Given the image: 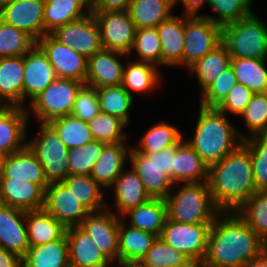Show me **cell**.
<instances>
[{
	"mask_svg": "<svg viewBox=\"0 0 267 267\" xmlns=\"http://www.w3.org/2000/svg\"><path fill=\"white\" fill-rule=\"evenodd\" d=\"M266 248L236 211L220 212L212 222L203 262L205 267H242Z\"/></svg>",
	"mask_w": 267,
	"mask_h": 267,
	"instance_id": "obj_1",
	"label": "cell"
},
{
	"mask_svg": "<svg viewBox=\"0 0 267 267\" xmlns=\"http://www.w3.org/2000/svg\"><path fill=\"white\" fill-rule=\"evenodd\" d=\"M211 197L221 212L237 211L256 191L249 149L241 143L209 167Z\"/></svg>",
	"mask_w": 267,
	"mask_h": 267,
	"instance_id": "obj_2",
	"label": "cell"
},
{
	"mask_svg": "<svg viewBox=\"0 0 267 267\" xmlns=\"http://www.w3.org/2000/svg\"><path fill=\"white\" fill-rule=\"evenodd\" d=\"M193 138L187 143L210 167L236 149L247 137L217 108L199 106Z\"/></svg>",
	"mask_w": 267,
	"mask_h": 267,
	"instance_id": "obj_3",
	"label": "cell"
},
{
	"mask_svg": "<svg viewBox=\"0 0 267 267\" xmlns=\"http://www.w3.org/2000/svg\"><path fill=\"white\" fill-rule=\"evenodd\" d=\"M181 185L164 199L167 219L188 224L212 223L221 211L213 203L208 181Z\"/></svg>",
	"mask_w": 267,
	"mask_h": 267,
	"instance_id": "obj_4",
	"label": "cell"
},
{
	"mask_svg": "<svg viewBox=\"0 0 267 267\" xmlns=\"http://www.w3.org/2000/svg\"><path fill=\"white\" fill-rule=\"evenodd\" d=\"M176 145L154 153H140L132 147L128 162L138 174L151 199H165L173 186L174 156Z\"/></svg>",
	"mask_w": 267,
	"mask_h": 267,
	"instance_id": "obj_5",
	"label": "cell"
},
{
	"mask_svg": "<svg viewBox=\"0 0 267 267\" xmlns=\"http://www.w3.org/2000/svg\"><path fill=\"white\" fill-rule=\"evenodd\" d=\"M231 58L267 59V23L255 12L222 27V41Z\"/></svg>",
	"mask_w": 267,
	"mask_h": 267,
	"instance_id": "obj_6",
	"label": "cell"
},
{
	"mask_svg": "<svg viewBox=\"0 0 267 267\" xmlns=\"http://www.w3.org/2000/svg\"><path fill=\"white\" fill-rule=\"evenodd\" d=\"M83 85V82L74 79L56 78L29 103L28 118L32 114L37 122L50 123L54 119L70 115Z\"/></svg>",
	"mask_w": 267,
	"mask_h": 267,
	"instance_id": "obj_7",
	"label": "cell"
},
{
	"mask_svg": "<svg viewBox=\"0 0 267 267\" xmlns=\"http://www.w3.org/2000/svg\"><path fill=\"white\" fill-rule=\"evenodd\" d=\"M38 128L26 145L41 163L47 183L62 182L69 176L68 148L49 123H39Z\"/></svg>",
	"mask_w": 267,
	"mask_h": 267,
	"instance_id": "obj_8",
	"label": "cell"
},
{
	"mask_svg": "<svg viewBox=\"0 0 267 267\" xmlns=\"http://www.w3.org/2000/svg\"><path fill=\"white\" fill-rule=\"evenodd\" d=\"M182 67L188 69L222 41V27L203 16H186Z\"/></svg>",
	"mask_w": 267,
	"mask_h": 267,
	"instance_id": "obj_9",
	"label": "cell"
},
{
	"mask_svg": "<svg viewBox=\"0 0 267 267\" xmlns=\"http://www.w3.org/2000/svg\"><path fill=\"white\" fill-rule=\"evenodd\" d=\"M212 223H177L166 219L161 237L190 260L204 261Z\"/></svg>",
	"mask_w": 267,
	"mask_h": 267,
	"instance_id": "obj_10",
	"label": "cell"
},
{
	"mask_svg": "<svg viewBox=\"0 0 267 267\" xmlns=\"http://www.w3.org/2000/svg\"><path fill=\"white\" fill-rule=\"evenodd\" d=\"M92 13L99 26L103 49L129 55L134 43L136 27L127 11Z\"/></svg>",
	"mask_w": 267,
	"mask_h": 267,
	"instance_id": "obj_11",
	"label": "cell"
},
{
	"mask_svg": "<svg viewBox=\"0 0 267 267\" xmlns=\"http://www.w3.org/2000/svg\"><path fill=\"white\" fill-rule=\"evenodd\" d=\"M111 203L99 212H91L79 225L95 242L96 246L112 262L119 261L120 216L112 212Z\"/></svg>",
	"mask_w": 267,
	"mask_h": 267,
	"instance_id": "obj_12",
	"label": "cell"
},
{
	"mask_svg": "<svg viewBox=\"0 0 267 267\" xmlns=\"http://www.w3.org/2000/svg\"><path fill=\"white\" fill-rule=\"evenodd\" d=\"M51 35L87 59L103 49L99 26L93 13L57 28Z\"/></svg>",
	"mask_w": 267,
	"mask_h": 267,
	"instance_id": "obj_13",
	"label": "cell"
},
{
	"mask_svg": "<svg viewBox=\"0 0 267 267\" xmlns=\"http://www.w3.org/2000/svg\"><path fill=\"white\" fill-rule=\"evenodd\" d=\"M43 208L65 228L79 226L91 213L62 182L45 188Z\"/></svg>",
	"mask_w": 267,
	"mask_h": 267,
	"instance_id": "obj_14",
	"label": "cell"
},
{
	"mask_svg": "<svg viewBox=\"0 0 267 267\" xmlns=\"http://www.w3.org/2000/svg\"><path fill=\"white\" fill-rule=\"evenodd\" d=\"M36 44L47 56L57 78L74 79L85 83L87 58L75 49L61 44L51 34H46Z\"/></svg>",
	"mask_w": 267,
	"mask_h": 267,
	"instance_id": "obj_15",
	"label": "cell"
},
{
	"mask_svg": "<svg viewBox=\"0 0 267 267\" xmlns=\"http://www.w3.org/2000/svg\"><path fill=\"white\" fill-rule=\"evenodd\" d=\"M44 0H13L0 6V20L36 42L44 36Z\"/></svg>",
	"mask_w": 267,
	"mask_h": 267,
	"instance_id": "obj_16",
	"label": "cell"
},
{
	"mask_svg": "<svg viewBox=\"0 0 267 267\" xmlns=\"http://www.w3.org/2000/svg\"><path fill=\"white\" fill-rule=\"evenodd\" d=\"M121 57L128 58L129 55L102 49L89 57L84 84L96 89L122 85L125 64Z\"/></svg>",
	"mask_w": 267,
	"mask_h": 267,
	"instance_id": "obj_17",
	"label": "cell"
},
{
	"mask_svg": "<svg viewBox=\"0 0 267 267\" xmlns=\"http://www.w3.org/2000/svg\"><path fill=\"white\" fill-rule=\"evenodd\" d=\"M23 75V108H27L26 100L31 102L57 78L53 66L37 44L24 54Z\"/></svg>",
	"mask_w": 267,
	"mask_h": 267,
	"instance_id": "obj_18",
	"label": "cell"
},
{
	"mask_svg": "<svg viewBox=\"0 0 267 267\" xmlns=\"http://www.w3.org/2000/svg\"><path fill=\"white\" fill-rule=\"evenodd\" d=\"M0 247L23 258L29 249L25 211L0 203Z\"/></svg>",
	"mask_w": 267,
	"mask_h": 267,
	"instance_id": "obj_19",
	"label": "cell"
},
{
	"mask_svg": "<svg viewBox=\"0 0 267 267\" xmlns=\"http://www.w3.org/2000/svg\"><path fill=\"white\" fill-rule=\"evenodd\" d=\"M45 191L26 180L0 177V203L23 211L44 207Z\"/></svg>",
	"mask_w": 267,
	"mask_h": 267,
	"instance_id": "obj_20",
	"label": "cell"
},
{
	"mask_svg": "<svg viewBox=\"0 0 267 267\" xmlns=\"http://www.w3.org/2000/svg\"><path fill=\"white\" fill-rule=\"evenodd\" d=\"M70 267H109L112 262L79 226L66 228Z\"/></svg>",
	"mask_w": 267,
	"mask_h": 267,
	"instance_id": "obj_21",
	"label": "cell"
},
{
	"mask_svg": "<svg viewBox=\"0 0 267 267\" xmlns=\"http://www.w3.org/2000/svg\"><path fill=\"white\" fill-rule=\"evenodd\" d=\"M26 108L8 107L0 114V152L8 156L23 149L28 138Z\"/></svg>",
	"mask_w": 267,
	"mask_h": 267,
	"instance_id": "obj_22",
	"label": "cell"
},
{
	"mask_svg": "<svg viewBox=\"0 0 267 267\" xmlns=\"http://www.w3.org/2000/svg\"><path fill=\"white\" fill-rule=\"evenodd\" d=\"M156 28L161 44V66L182 67L185 15L172 14Z\"/></svg>",
	"mask_w": 267,
	"mask_h": 267,
	"instance_id": "obj_23",
	"label": "cell"
},
{
	"mask_svg": "<svg viewBox=\"0 0 267 267\" xmlns=\"http://www.w3.org/2000/svg\"><path fill=\"white\" fill-rule=\"evenodd\" d=\"M209 180V166L187 143L185 138L176 144L174 156L173 183H201Z\"/></svg>",
	"mask_w": 267,
	"mask_h": 267,
	"instance_id": "obj_24",
	"label": "cell"
},
{
	"mask_svg": "<svg viewBox=\"0 0 267 267\" xmlns=\"http://www.w3.org/2000/svg\"><path fill=\"white\" fill-rule=\"evenodd\" d=\"M113 188V195L116 206L112 211L117 216H122L128 210L147 203L151 197L146 193L143 183L138 174L131 170L124 169L116 178L110 189Z\"/></svg>",
	"mask_w": 267,
	"mask_h": 267,
	"instance_id": "obj_25",
	"label": "cell"
},
{
	"mask_svg": "<svg viewBox=\"0 0 267 267\" xmlns=\"http://www.w3.org/2000/svg\"><path fill=\"white\" fill-rule=\"evenodd\" d=\"M127 142L106 144L99 160L93 166L90 176L105 189H110L124 170L131 146Z\"/></svg>",
	"mask_w": 267,
	"mask_h": 267,
	"instance_id": "obj_26",
	"label": "cell"
},
{
	"mask_svg": "<svg viewBox=\"0 0 267 267\" xmlns=\"http://www.w3.org/2000/svg\"><path fill=\"white\" fill-rule=\"evenodd\" d=\"M0 177L37 183L44 191L48 186L41 163L27 145L5 157Z\"/></svg>",
	"mask_w": 267,
	"mask_h": 267,
	"instance_id": "obj_27",
	"label": "cell"
},
{
	"mask_svg": "<svg viewBox=\"0 0 267 267\" xmlns=\"http://www.w3.org/2000/svg\"><path fill=\"white\" fill-rule=\"evenodd\" d=\"M24 55L0 58V98L9 107L23 108Z\"/></svg>",
	"mask_w": 267,
	"mask_h": 267,
	"instance_id": "obj_28",
	"label": "cell"
},
{
	"mask_svg": "<svg viewBox=\"0 0 267 267\" xmlns=\"http://www.w3.org/2000/svg\"><path fill=\"white\" fill-rule=\"evenodd\" d=\"M124 67L122 86L134 98L135 93H151L161 85V74L158 66L149 62H138L127 59Z\"/></svg>",
	"mask_w": 267,
	"mask_h": 267,
	"instance_id": "obj_29",
	"label": "cell"
},
{
	"mask_svg": "<svg viewBox=\"0 0 267 267\" xmlns=\"http://www.w3.org/2000/svg\"><path fill=\"white\" fill-rule=\"evenodd\" d=\"M156 235L127 226L124 219H120L119 228V261L139 263L151 248Z\"/></svg>",
	"mask_w": 267,
	"mask_h": 267,
	"instance_id": "obj_30",
	"label": "cell"
},
{
	"mask_svg": "<svg viewBox=\"0 0 267 267\" xmlns=\"http://www.w3.org/2000/svg\"><path fill=\"white\" fill-rule=\"evenodd\" d=\"M29 246H37L60 239L66 228L44 208L25 211Z\"/></svg>",
	"mask_w": 267,
	"mask_h": 267,
	"instance_id": "obj_31",
	"label": "cell"
},
{
	"mask_svg": "<svg viewBox=\"0 0 267 267\" xmlns=\"http://www.w3.org/2000/svg\"><path fill=\"white\" fill-rule=\"evenodd\" d=\"M122 219L129 217L133 228L160 236L167 219V206L164 199H150L147 203L128 210Z\"/></svg>",
	"mask_w": 267,
	"mask_h": 267,
	"instance_id": "obj_32",
	"label": "cell"
},
{
	"mask_svg": "<svg viewBox=\"0 0 267 267\" xmlns=\"http://www.w3.org/2000/svg\"><path fill=\"white\" fill-rule=\"evenodd\" d=\"M23 267H70L67 236L60 239L30 246L22 258Z\"/></svg>",
	"mask_w": 267,
	"mask_h": 267,
	"instance_id": "obj_33",
	"label": "cell"
},
{
	"mask_svg": "<svg viewBox=\"0 0 267 267\" xmlns=\"http://www.w3.org/2000/svg\"><path fill=\"white\" fill-rule=\"evenodd\" d=\"M174 0H132L127 13L136 29L154 28L173 14Z\"/></svg>",
	"mask_w": 267,
	"mask_h": 267,
	"instance_id": "obj_34",
	"label": "cell"
},
{
	"mask_svg": "<svg viewBox=\"0 0 267 267\" xmlns=\"http://www.w3.org/2000/svg\"><path fill=\"white\" fill-rule=\"evenodd\" d=\"M230 61L231 56L226 46L221 42L191 65L187 72L196 76L202 94L230 66Z\"/></svg>",
	"mask_w": 267,
	"mask_h": 267,
	"instance_id": "obj_35",
	"label": "cell"
},
{
	"mask_svg": "<svg viewBox=\"0 0 267 267\" xmlns=\"http://www.w3.org/2000/svg\"><path fill=\"white\" fill-rule=\"evenodd\" d=\"M44 36L90 12L77 0H44Z\"/></svg>",
	"mask_w": 267,
	"mask_h": 267,
	"instance_id": "obj_36",
	"label": "cell"
},
{
	"mask_svg": "<svg viewBox=\"0 0 267 267\" xmlns=\"http://www.w3.org/2000/svg\"><path fill=\"white\" fill-rule=\"evenodd\" d=\"M62 183L90 212H99L107 208L104 188L90 175L70 174Z\"/></svg>",
	"mask_w": 267,
	"mask_h": 267,
	"instance_id": "obj_37",
	"label": "cell"
},
{
	"mask_svg": "<svg viewBox=\"0 0 267 267\" xmlns=\"http://www.w3.org/2000/svg\"><path fill=\"white\" fill-rule=\"evenodd\" d=\"M267 59L231 58L230 65L237 83L248 87L253 93L267 92Z\"/></svg>",
	"mask_w": 267,
	"mask_h": 267,
	"instance_id": "obj_38",
	"label": "cell"
},
{
	"mask_svg": "<svg viewBox=\"0 0 267 267\" xmlns=\"http://www.w3.org/2000/svg\"><path fill=\"white\" fill-rule=\"evenodd\" d=\"M182 138L179 128L161 121L148 128L138 146L131 147L140 153H154L176 145Z\"/></svg>",
	"mask_w": 267,
	"mask_h": 267,
	"instance_id": "obj_39",
	"label": "cell"
},
{
	"mask_svg": "<svg viewBox=\"0 0 267 267\" xmlns=\"http://www.w3.org/2000/svg\"><path fill=\"white\" fill-rule=\"evenodd\" d=\"M96 90L100 112L116 116L128 125L135 98L122 85L103 87Z\"/></svg>",
	"mask_w": 267,
	"mask_h": 267,
	"instance_id": "obj_40",
	"label": "cell"
},
{
	"mask_svg": "<svg viewBox=\"0 0 267 267\" xmlns=\"http://www.w3.org/2000/svg\"><path fill=\"white\" fill-rule=\"evenodd\" d=\"M236 212L267 244V191H256Z\"/></svg>",
	"mask_w": 267,
	"mask_h": 267,
	"instance_id": "obj_41",
	"label": "cell"
},
{
	"mask_svg": "<svg viewBox=\"0 0 267 267\" xmlns=\"http://www.w3.org/2000/svg\"><path fill=\"white\" fill-rule=\"evenodd\" d=\"M65 146L76 148L94 140L88 123L72 115L54 119L49 123Z\"/></svg>",
	"mask_w": 267,
	"mask_h": 267,
	"instance_id": "obj_42",
	"label": "cell"
},
{
	"mask_svg": "<svg viewBox=\"0 0 267 267\" xmlns=\"http://www.w3.org/2000/svg\"><path fill=\"white\" fill-rule=\"evenodd\" d=\"M89 129L94 140L105 144H116L128 140L124 129L127 124L116 116L99 112L88 122Z\"/></svg>",
	"mask_w": 267,
	"mask_h": 267,
	"instance_id": "obj_43",
	"label": "cell"
},
{
	"mask_svg": "<svg viewBox=\"0 0 267 267\" xmlns=\"http://www.w3.org/2000/svg\"><path fill=\"white\" fill-rule=\"evenodd\" d=\"M253 0H208V6L216 12L217 17L201 14L211 22L223 27L227 24L239 21L252 14Z\"/></svg>",
	"mask_w": 267,
	"mask_h": 267,
	"instance_id": "obj_44",
	"label": "cell"
},
{
	"mask_svg": "<svg viewBox=\"0 0 267 267\" xmlns=\"http://www.w3.org/2000/svg\"><path fill=\"white\" fill-rule=\"evenodd\" d=\"M242 143L250 152L257 191H267V134L247 136Z\"/></svg>",
	"mask_w": 267,
	"mask_h": 267,
	"instance_id": "obj_45",
	"label": "cell"
},
{
	"mask_svg": "<svg viewBox=\"0 0 267 267\" xmlns=\"http://www.w3.org/2000/svg\"><path fill=\"white\" fill-rule=\"evenodd\" d=\"M189 261L190 259L186 255L157 236L139 264L142 267H181Z\"/></svg>",
	"mask_w": 267,
	"mask_h": 267,
	"instance_id": "obj_46",
	"label": "cell"
},
{
	"mask_svg": "<svg viewBox=\"0 0 267 267\" xmlns=\"http://www.w3.org/2000/svg\"><path fill=\"white\" fill-rule=\"evenodd\" d=\"M135 51L137 58L134 61L149 62L160 68L161 44L157 28L136 29L131 55Z\"/></svg>",
	"mask_w": 267,
	"mask_h": 267,
	"instance_id": "obj_47",
	"label": "cell"
},
{
	"mask_svg": "<svg viewBox=\"0 0 267 267\" xmlns=\"http://www.w3.org/2000/svg\"><path fill=\"white\" fill-rule=\"evenodd\" d=\"M35 45L36 41L26 32L0 20V58L24 55Z\"/></svg>",
	"mask_w": 267,
	"mask_h": 267,
	"instance_id": "obj_48",
	"label": "cell"
},
{
	"mask_svg": "<svg viewBox=\"0 0 267 267\" xmlns=\"http://www.w3.org/2000/svg\"><path fill=\"white\" fill-rule=\"evenodd\" d=\"M105 145L103 142L93 140L82 146L68 149L69 175H90Z\"/></svg>",
	"mask_w": 267,
	"mask_h": 267,
	"instance_id": "obj_49",
	"label": "cell"
},
{
	"mask_svg": "<svg viewBox=\"0 0 267 267\" xmlns=\"http://www.w3.org/2000/svg\"><path fill=\"white\" fill-rule=\"evenodd\" d=\"M239 117H243L248 136L267 134V92L254 93Z\"/></svg>",
	"mask_w": 267,
	"mask_h": 267,
	"instance_id": "obj_50",
	"label": "cell"
},
{
	"mask_svg": "<svg viewBox=\"0 0 267 267\" xmlns=\"http://www.w3.org/2000/svg\"><path fill=\"white\" fill-rule=\"evenodd\" d=\"M236 84L237 79L230 65L201 94L200 105L208 108H217Z\"/></svg>",
	"mask_w": 267,
	"mask_h": 267,
	"instance_id": "obj_51",
	"label": "cell"
},
{
	"mask_svg": "<svg viewBox=\"0 0 267 267\" xmlns=\"http://www.w3.org/2000/svg\"><path fill=\"white\" fill-rule=\"evenodd\" d=\"M99 112L100 106L96 88L84 84L76 96L70 115L88 123Z\"/></svg>",
	"mask_w": 267,
	"mask_h": 267,
	"instance_id": "obj_52",
	"label": "cell"
},
{
	"mask_svg": "<svg viewBox=\"0 0 267 267\" xmlns=\"http://www.w3.org/2000/svg\"><path fill=\"white\" fill-rule=\"evenodd\" d=\"M253 95L254 93L248 87L237 83L217 109L226 115L229 113L240 116Z\"/></svg>",
	"mask_w": 267,
	"mask_h": 267,
	"instance_id": "obj_53",
	"label": "cell"
},
{
	"mask_svg": "<svg viewBox=\"0 0 267 267\" xmlns=\"http://www.w3.org/2000/svg\"><path fill=\"white\" fill-rule=\"evenodd\" d=\"M132 0H95L93 12L127 11Z\"/></svg>",
	"mask_w": 267,
	"mask_h": 267,
	"instance_id": "obj_54",
	"label": "cell"
},
{
	"mask_svg": "<svg viewBox=\"0 0 267 267\" xmlns=\"http://www.w3.org/2000/svg\"><path fill=\"white\" fill-rule=\"evenodd\" d=\"M175 6L181 2L183 13L186 16H200L198 13L207 3L208 0H174Z\"/></svg>",
	"mask_w": 267,
	"mask_h": 267,
	"instance_id": "obj_55",
	"label": "cell"
},
{
	"mask_svg": "<svg viewBox=\"0 0 267 267\" xmlns=\"http://www.w3.org/2000/svg\"><path fill=\"white\" fill-rule=\"evenodd\" d=\"M0 267H23L22 258L0 247Z\"/></svg>",
	"mask_w": 267,
	"mask_h": 267,
	"instance_id": "obj_56",
	"label": "cell"
},
{
	"mask_svg": "<svg viewBox=\"0 0 267 267\" xmlns=\"http://www.w3.org/2000/svg\"><path fill=\"white\" fill-rule=\"evenodd\" d=\"M242 267H267V248L259 256L245 263Z\"/></svg>",
	"mask_w": 267,
	"mask_h": 267,
	"instance_id": "obj_57",
	"label": "cell"
},
{
	"mask_svg": "<svg viewBox=\"0 0 267 267\" xmlns=\"http://www.w3.org/2000/svg\"><path fill=\"white\" fill-rule=\"evenodd\" d=\"M77 1L81 3L90 13L93 12L95 0H77Z\"/></svg>",
	"mask_w": 267,
	"mask_h": 267,
	"instance_id": "obj_58",
	"label": "cell"
},
{
	"mask_svg": "<svg viewBox=\"0 0 267 267\" xmlns=\"http://www.w3.org/2000/svg\"><path fill=\"white\" fill-rule=\"evenodd\" d=\"M181 267H205V265L203 261L190 260L188 263Z\"/></svg>",
	"mask_w": 267,
	"mask_h": 267,
	"instance_id": "obj_59",
	"label": "cell"
},
{
	"mask_svg": "<svg viewBox=\"0 0 267 267\" xmlns=\"http://www.w3.org/2000/svg\"><path fill=\"white\" fill-rule=\"evenodd\" d=\"M119 267H142L139 263L118 261Z\"/></svg>",
	"mask_w": 267,
	"mask_h": 267,
	"instance_id": "obj_60",
	"label": "cell"
},
{
	"mask_svg": "<svg viewBox=\"0 0 267 267\" xmlns=\"http://www.w3.org/2000/svg\"><path fill=\"white\" fill-rule=\"evenodd\" d=\"M9 106L0 98V114L4 112Z\"/></svg>",
	"mask_w": 267,
	"mask_h": 267,
	"instance_id": "obj_61",
	"label": "cell"
},
{
	"mask_svg": "<svg viewBox=\"0 0 267 267\" xmlns=\"http://www.w3.org/2000/svg\"><path fill=\"white\" fill-rule=\"evenodd\" d=\"M5 157H6V155H4L3 153L0 152V175L2 173V167H3Z\"/></svg>",
	"mask_w": 267,
	"mask_h": 267,
	"instance_id": "obj_62",
	"label": "cell"
},
{
	"mask_svg": "<svg viewBox=\"0 0 267 267\" xmlns=\"http://www.w3.org/2000/svg\"><path fill=\"white\" fill-rule=\"evenodd\" d=\"M9 1H13V0H0V6L9 2Z\"/></svg>",
	"mask_w": 267,
	"mask_h": 267,
	"instance_id": "obj_63",
	"label": "cell"
}]
</instances>
